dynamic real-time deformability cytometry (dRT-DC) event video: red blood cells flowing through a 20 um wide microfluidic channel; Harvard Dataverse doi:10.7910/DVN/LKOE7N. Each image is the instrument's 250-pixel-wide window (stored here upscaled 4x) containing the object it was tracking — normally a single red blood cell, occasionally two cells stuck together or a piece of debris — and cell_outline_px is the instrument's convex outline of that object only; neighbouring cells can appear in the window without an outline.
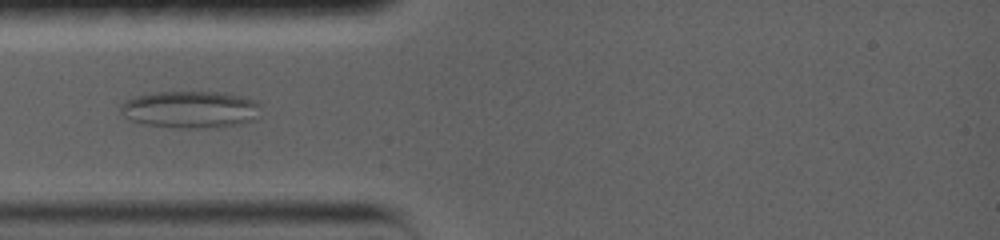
{"species": "common noctule bat (a hibernating species)", "species_latin": "Nyctalus noctula", "temperature_condition": "warm", "stored_images_in_passage": 14, "camera_frame_rate_fps": 5000, "um_per_image_px": 0.085, "animal": {"sex": "female", "body_mass_g": 19.0, "forearm_length_mm": 56.7}, "frame": {"image": 1, "passage_image": 1, "time_ms": 0.0, "image_size_px": [1000, 240], "cell_outline_px": [[252, 120], [236, 124], [216, 128], [172, 128], [144, 124], [132, 120], [124, 108], [124, 104], [128, 100], [140, 96], [176, 92], [192, 92], [228, 96], [248, 100], [252, 104]], "centroid_in_image_um": [16.06, 9.37], "position_along_channel_um": 68.9, "area_um2": 27.57}}
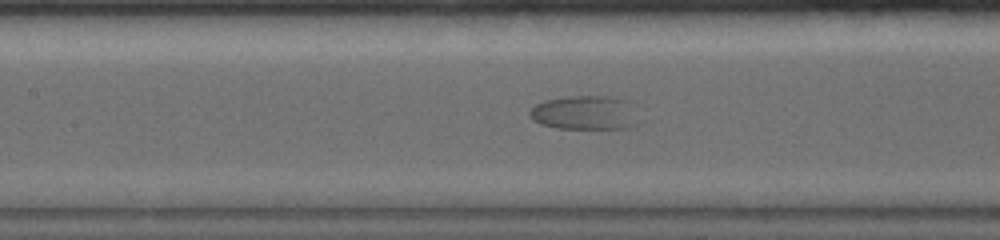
{"frame": {"image": 2, "passage_image": 6, "time_ms": 2.6, "image_size_px": [1000, 240], "cell_outline_px": [[620, 128], [560, 128], [544, 124], [536, 120], [532, 116], [532, 108], [540, 104], [552, 100], [600, 100]], "centroid_in_image_um": [48.81, 9.73], "position_along_channel_um": 158.6, "area_um2": 14.39}}
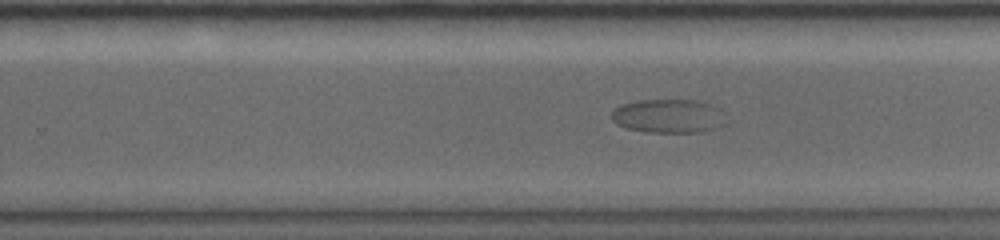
{"frame": {"image": 3, "passage_image": 13, "time_ms": 6.0, "image_size_px": [1000, 240], "cell_outline_px": [[712, 128], [696, 132], [648, 132], [628, 128], [612, 120], [612, 112], [616, 108], [624, 104], [644, 100], [684, 100], [704, 104]], "centroid_in_image_um": [56.36, 9.88], "position_along_channel_um": 273.4, "area_um2": 19.54}}